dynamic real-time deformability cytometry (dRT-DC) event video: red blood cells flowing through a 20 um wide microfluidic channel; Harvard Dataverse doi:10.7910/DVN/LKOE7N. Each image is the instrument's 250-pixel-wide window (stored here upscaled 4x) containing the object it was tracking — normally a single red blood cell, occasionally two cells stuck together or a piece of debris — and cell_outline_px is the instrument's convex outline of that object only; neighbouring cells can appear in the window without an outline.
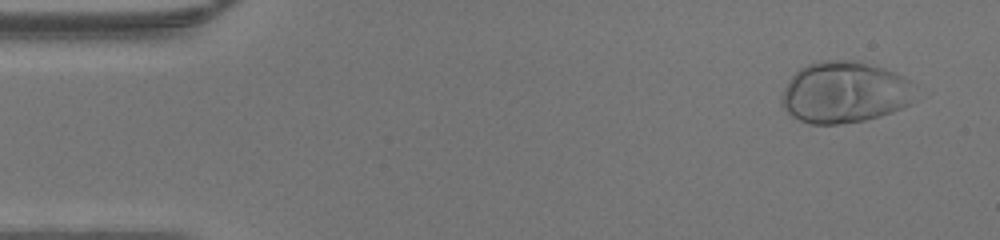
{"species": "human", "species_latin": "Homo sapiens", "temperature_condition": "warm", "stored_images_in_passage": 47, "camera_frame_rate_fps": 3000, "um_per_image_px": 0.085, "donor": {"sex": "male"}, "frame": {"image": 1, "passage_image": 3, "time_ms": 0.667, "image_size_px": [1000, 240], "cell_outline_px": [[916, 100], [912, 104], [892, 112], [880, 116], [864, 120], [840, 124], [808, 124], [792, 116], [780, 104], [780, 100], [784, 88], [792, 76], [800, 68], [808, 64], [820, 60], [856, 60], [884, 68], [896, 72], [904, 76], [908, 80]], "centroid_in_image_um": [71.79, 7.85], "position_along_channel_um": 13.2, "area_um2": 48.15}}
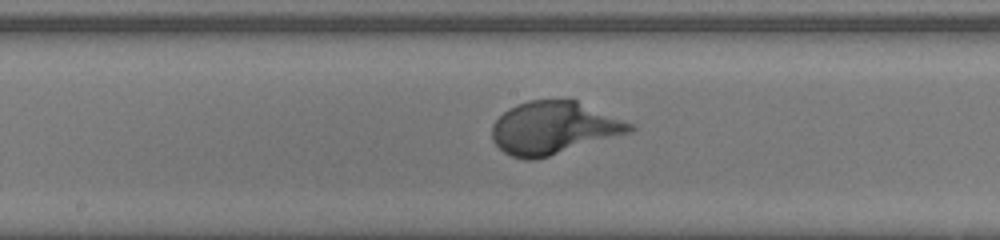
{"frame": {"image": 2, "passage_image": 24, "time_ms": 7.667, "image_size_px": [1000, 240], "cell_outline_px": [[636, 128], [632, 132], [536, 160], [524, 160], [512, 156], [504, 152], [492, 140], [492, 124], [508, 108], [516, 104], [528, 100], [576, 100], [632, 124]], "centroid_in_image_um": [47.04, 10.88], "position_along_channel_um": 201.2, "area_um2": 42.14}}
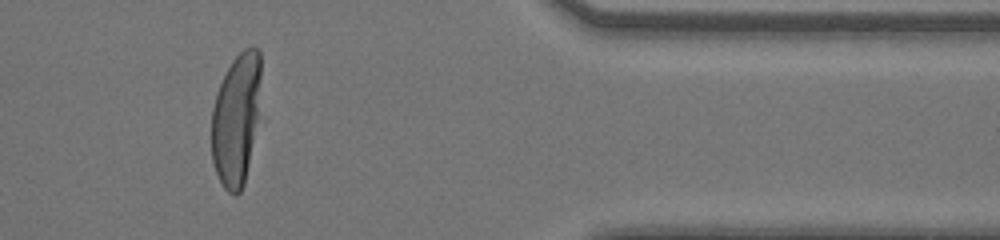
{"frame": {"image": 3, "passage_image": 39, "time_ms": 12.667, "image_size_px": [1000, 240], "cell_outline_px": [[260, 76], [256, 120], [248, 164], [244, 184], [240, 192], [236, 196], [228, 192], [224, 188], [216, 172], [212, 160], [212, 108], [216, 92], [232, 60], [244, 48], [256, 48], [260, 52]], "centroid_in_image_um": [20.04, 10.14], "position_along_channel_um": 391.4, "area_um2": 37.05}}